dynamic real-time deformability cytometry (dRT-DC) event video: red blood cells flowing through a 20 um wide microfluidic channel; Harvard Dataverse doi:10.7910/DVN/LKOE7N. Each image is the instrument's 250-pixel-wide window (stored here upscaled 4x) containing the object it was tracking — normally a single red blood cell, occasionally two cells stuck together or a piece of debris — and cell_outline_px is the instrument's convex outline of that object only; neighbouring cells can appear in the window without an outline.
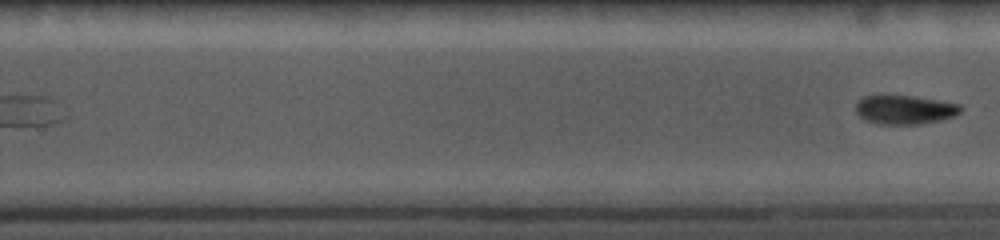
{"species": "common noctule bat (a hibernating species)", "species_latin": "Nyctalus noctula", "temperature_condition": "cold", "stored_images_in_passage": 18, "segment_of_instrument_passage": [2, 2], "camera_frame_rate_fps": 5000, "um_per_image_px": 0.085, "animal": {"sex": "female", "body_mass_g": 19.0, "forearm_length_mm": 56.7}, "frame": {"image": 1, "passage_image": 18, "time_ms": 8.0, "image_size_px": [1000, 240], "cell_outline_px": [[964, 108], [960, 112], [952, 116], [940, 120], [916, 124], [880, 124], [868, 120], [860, 116], [856, 112], [856, 104], [864, 96], [880, 92], [912, 96], [940, 100], [960, 104]], "centroid_in_image_um": [76.88, 9.27], "position_along_channel_um": 252.9, "area_um2": 18.09}}